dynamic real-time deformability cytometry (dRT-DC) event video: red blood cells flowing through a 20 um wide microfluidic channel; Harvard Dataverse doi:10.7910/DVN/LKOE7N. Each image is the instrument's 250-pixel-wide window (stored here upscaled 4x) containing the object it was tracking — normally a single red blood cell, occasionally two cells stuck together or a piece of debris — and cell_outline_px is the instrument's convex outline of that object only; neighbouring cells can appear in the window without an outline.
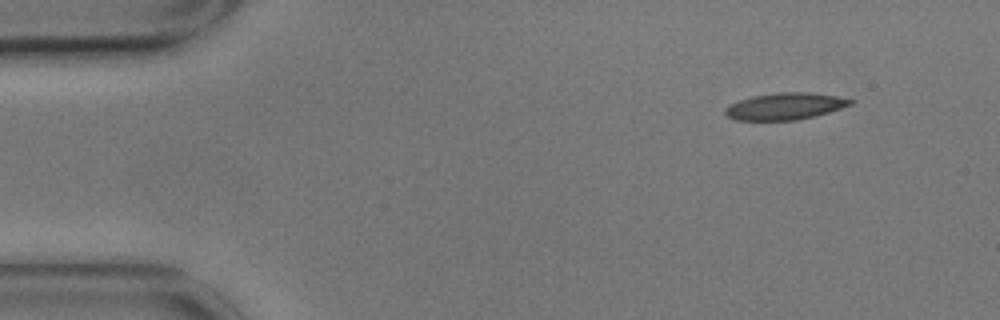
{"species": "common noctule bat (a hibernating species)", "species_latin": "Nyctalus noctula", "temperature_condition": "cold", "stored_images_in_passage": 48, "camera_frame_rate_fps": 3000, "um_per_image_px": 0.085, "animal": {"sex": "male", "body_mass_g": 17.9}, "frame": {"image": 1, "passage_image": 1, "time_ms": 0.0, "image_size_px": [1000, 320], "cell_outline_px": [[852, 104], [816, 116], [796, 120], [736, 120], [728, 116], [724, 112], [724, 108], [728, 104], [752, 96], [776, 92], [808, 92], [836, 96], [852, 100]], "centroid_in_image_um": [66.68, 9.03], "position_along_channel_um": 18.3, "area_um2": 19.48}}
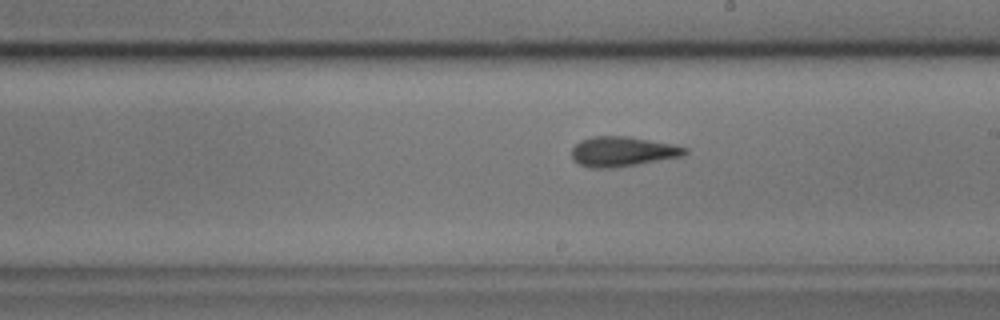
{"frame": {"image": 2, "passage_image": 27, "time_ms": 8.667, "image_size_px": [1000, 320], "cell_outline_px": [[688, 152], [684, 156], [612, 168], [588, 168], [572, 160], [572, 148], [580, 140], [592, 136], [628, 136], [672, 144], [688, 148]], "centroid_in_image_um": [52.9, 12.88], "position_along_channel_um": 236.1, "area_um2": 19.77}}
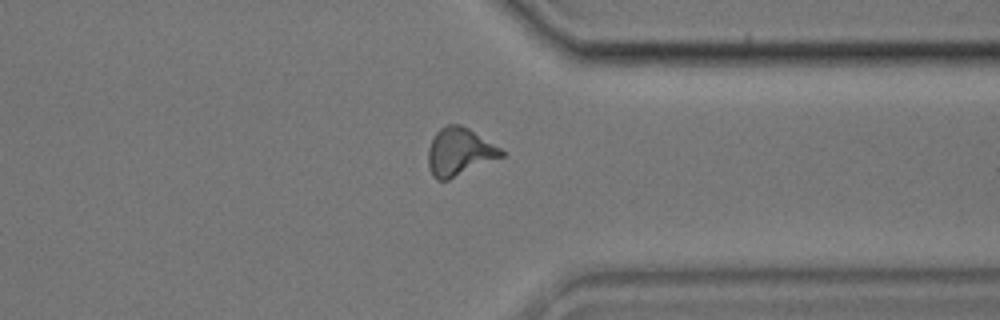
{"frame": {"image": 3, "passage_image": 39, "time_ms": 12.667, "image_size_px": [1000, 320], "cell_outline_px": [[504, 156], [448, 180], [436, 180], [432, 176], [428, 164], [428, 148], [436, 132], [440, 128], [448, 124], [460, 124], [468, 128], [500, 148], [504, 152]], "centroid_in_image_um": [39.02, 12.91], "position_along_channel_um": 372.4, "area_um2": 20.23}, "authors_computed_cell_mechanics": {"area_um2": 19.5653, "velocity_mm_per_s": 3.4859, "shape_relaxation_time_tau1_ms": 5.8775, "shape_relaxation_time_tau2_ms": 2.9578, "deformation_change_tau1": 0.1723, "deformation_change_tau2": 0.0984}}